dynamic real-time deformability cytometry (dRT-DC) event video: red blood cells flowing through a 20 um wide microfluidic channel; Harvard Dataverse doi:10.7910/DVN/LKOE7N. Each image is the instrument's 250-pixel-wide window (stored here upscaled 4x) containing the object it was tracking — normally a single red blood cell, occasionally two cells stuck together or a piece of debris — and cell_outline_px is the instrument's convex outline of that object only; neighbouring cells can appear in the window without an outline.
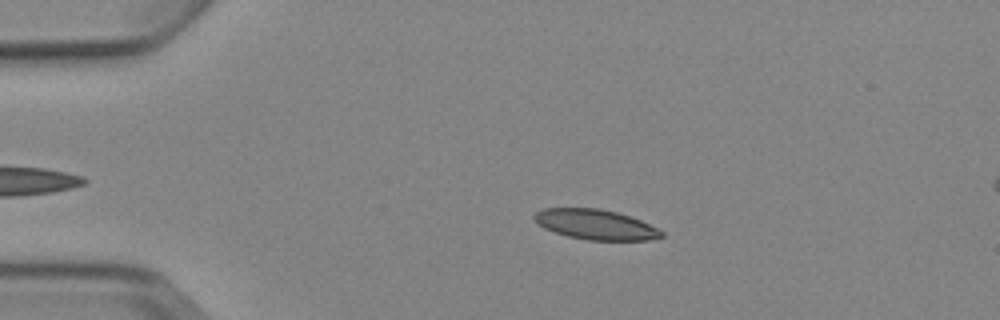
{"species": "Egyptian fruit bat (a non-hibernating species)", "species_latin": "Rousettus aegyptiacus", "temperature_condition": "cold", "stored_images_in_passage": 6, "camera_frame_rate_fps": 3000, "um_per_image_px": 0.085, "animal": {"sex": "female"}, "frame": {"image": 1, "passage_image": 4, "time_ms": 3.667, "image_size_px": [1000, 320], "cell_outline_px": [[664, 236], [648, 240], [588, 240], [568, 236], [544, 228], [532, 216], [536, 212], [544, 208], [600, 208], [616, 212], [640, 220], [664, 232]], "centroid_in_image_um": [50.62, 19.08], "position_along_channel_um": 34.4, "area_um2": 22.02}}